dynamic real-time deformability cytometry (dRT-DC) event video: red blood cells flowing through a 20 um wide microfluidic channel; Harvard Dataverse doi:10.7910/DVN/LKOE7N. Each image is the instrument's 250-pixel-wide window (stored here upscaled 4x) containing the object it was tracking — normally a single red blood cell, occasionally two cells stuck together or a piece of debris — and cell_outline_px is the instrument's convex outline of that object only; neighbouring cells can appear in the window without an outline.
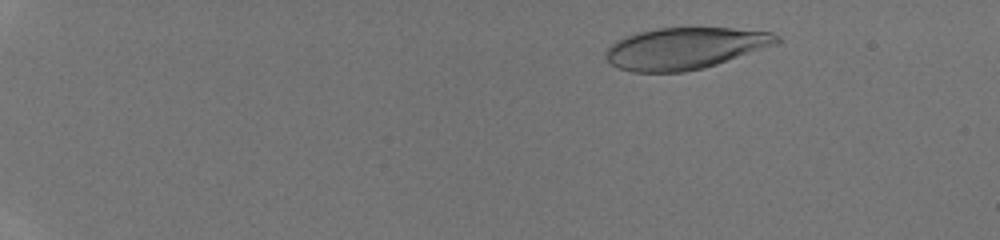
{"species": "human", "species_latin": "Homo sapiens", "temperature_condition": "room temperature", "stored_images_in_passage": 45, "camera_frame_rate_fps": 3000, "um_per_image_px": 0.085, "donor": {"sex": "male"}, "frame": {"image": 1, "passage_image": 7, "time_ms": 2.0, "image_size_px": [1000, 240], "cell_outline_px": [[780, 44], [704, 68], [684, 72], [632, 72], [616, 68], [604, 56], [604, 52], [616, 40], [624, 36], [636, 32], [656, 28], [732, 28], [772, 32], [780, 36]], "centroid_in_image_um": [58.24, 4.11], "position_along_channel_um": 26.8, "area_um2": 41.91}}
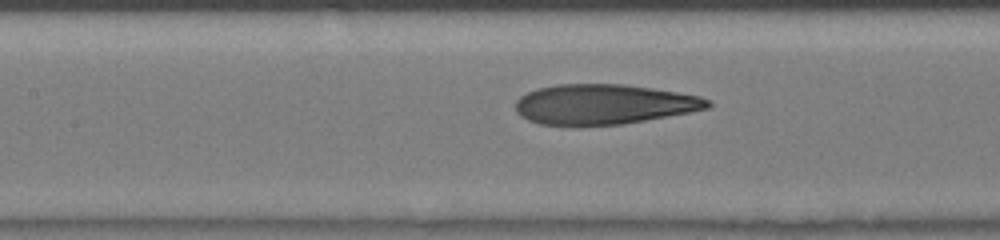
{"frame": {"image": 2, "passage_image": 24, "time_ms": 7.667, "image_size_px": [1000, 240], "cell_outline_px": [[712, 104], [708, 108], [692, 112], [620, 124], [576, 128], [540, 124], [528, 120], [520, 116], [516, 112], [516, 100], [520, 96], [536, 88], [556, 84], [624, 84], [652, 88], [700, 96], [712, 100]], "centroid_in_image_um": [51.27, 8.89], "position_along_channel_um": 156.1, "area_um2": 45.72}}
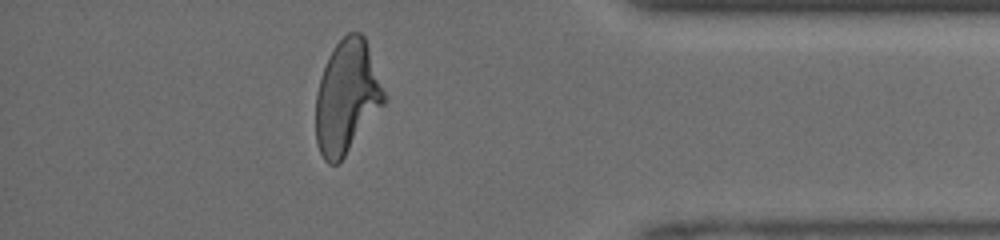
{"frame": {"image": 3, "passage_image": 41, "time_ms": 13.333, "image_size_px": [1000, 240], "cell_outline_px": [[388, 100], [340, 164], [328, 164], [324, 160], [320, 152], [316, 140], [316, 92], [328, 56], [336, 44], [348, 32], [360, 32], [364, 36]], "centroid_in_image_um": [29.49, 8.29], "position_along_channel_um": 405.7, "area_um2": 45.26}}